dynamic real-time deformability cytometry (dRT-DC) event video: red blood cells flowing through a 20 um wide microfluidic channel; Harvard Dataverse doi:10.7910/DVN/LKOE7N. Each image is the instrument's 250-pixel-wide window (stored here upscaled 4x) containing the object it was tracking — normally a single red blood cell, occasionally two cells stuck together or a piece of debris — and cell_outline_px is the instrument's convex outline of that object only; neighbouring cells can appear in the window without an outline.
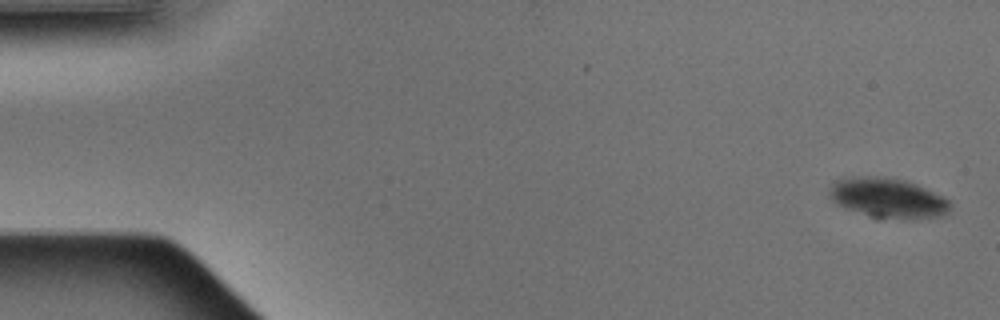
{"species": "Egyptian fruit bat (a non-hibernating species)", "species_latin": "Rousettus aegyptiacus", "temperature_condition": "warm", "stored_images_in_passage": 4, "camera_frame_rate_fps": 3000, "um_per_image_px": 0.085, "animal": {"sex": "male"}, "frame": {"image": 1, "passage_image": 4, "time_ms": 1.0, "image_size_px": [1000, 320], "cell_outline_px": [[952, 204], [948, 212], [940, 216], [904, 220], [868, 216], [836, 204], [832, 200], [828, 192], [832, 184], [836, 180], [852, 176], [880, 176], [904, 180], [916, 184], [948, 200]], "centroid_in_image_um": [75.44, 16.83], "position_along_channel_um": 9.6, "area_um2": 28.09}}